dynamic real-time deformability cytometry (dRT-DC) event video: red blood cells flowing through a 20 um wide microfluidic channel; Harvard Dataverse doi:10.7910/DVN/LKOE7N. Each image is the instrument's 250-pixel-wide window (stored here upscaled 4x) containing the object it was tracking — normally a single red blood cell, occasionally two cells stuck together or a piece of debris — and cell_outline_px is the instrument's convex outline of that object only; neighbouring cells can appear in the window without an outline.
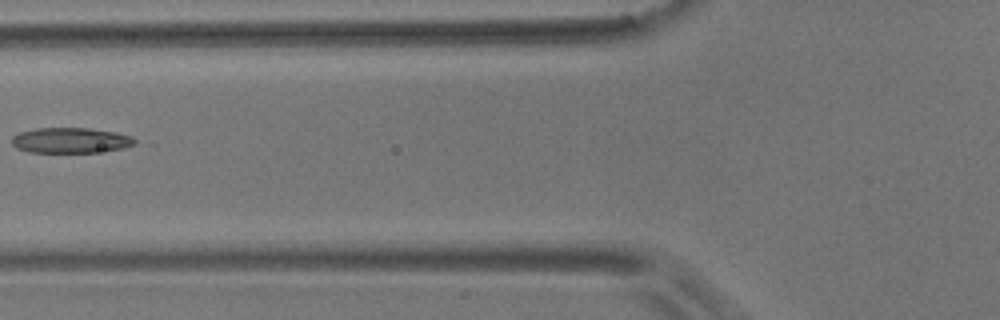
{"species": "common noctule bat (a hibernating species)", "species_latin": "Nyctalus noctula", "temperature_condition": "room temperature", "stored_images_in_passage": 6, "camera_frame_rate_fps": 3000, "um_per_image_px": 0.085, "animal": {"sex": "male", "body_mass_g": 17.9}, "frame": {"image": 1, "passage_image": 4, "time_ms": 3.333, "image_size_px": [1000, 320], "cell_outline_px": [[136, 144], [120, 148], [96, 152], [28, 152], [16, 148], [12, 144], [12, 136], [20, 132], [36, 128], [88, 128], [116, 132], [132, 136], [136, 140]], "centroid_in_image_um": [5.98, 11.92], "position_along_channel_um": 119.8, "area_um2": 18.15}}
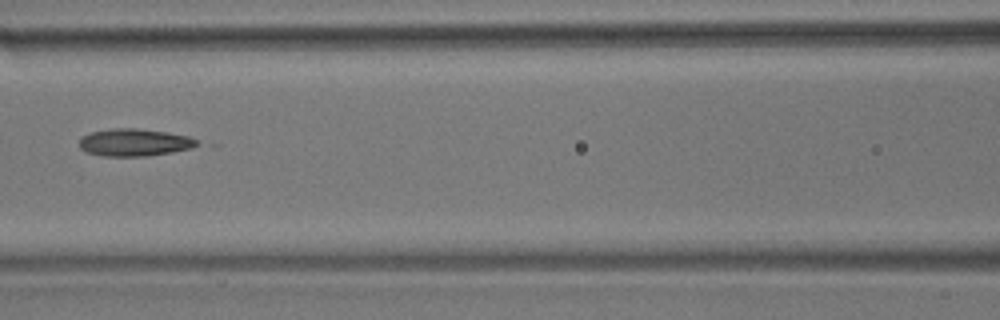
{"frame": {"image": 2, "passage_image": 5, "time_ms": 4.333, "image_size_px": [1000, 320], "cell_outline_px": [[200, 144], [192, 148], [172, 152], [148, 156], [104, 156], [88, 152], [80, 148], [80, 136], [92, 132], [112, 128], [136, 128], [164, 132], [188, 136], [196, 140]], "centroid_in_image_um": [11.42, 12.11], "position_along_channel_um": 155.2, "area_um2": 18.67}}
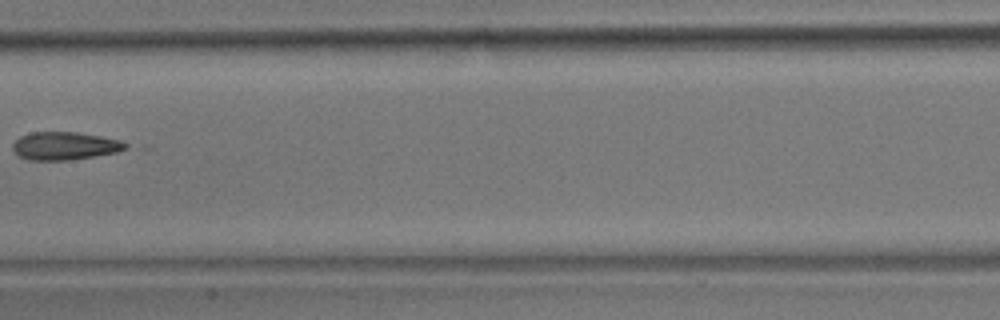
{"frame": {"image": 3, "passage_image": 6, "time_ms": 5.667, "image_size_px": [1000, 320], "cell_outline_px": [[128, 148], [116, 152], [68, 160], [28, 160], [20, 156], [12, 148], [12, 144], [20, 136], [32, 132], [76, 132], [100, 136], [120, 140], [128, 144]], "centroid_in_image_um": [5.49, 12.39], "position_along_channel_um": 201.9, "area_um2": 18.21}}